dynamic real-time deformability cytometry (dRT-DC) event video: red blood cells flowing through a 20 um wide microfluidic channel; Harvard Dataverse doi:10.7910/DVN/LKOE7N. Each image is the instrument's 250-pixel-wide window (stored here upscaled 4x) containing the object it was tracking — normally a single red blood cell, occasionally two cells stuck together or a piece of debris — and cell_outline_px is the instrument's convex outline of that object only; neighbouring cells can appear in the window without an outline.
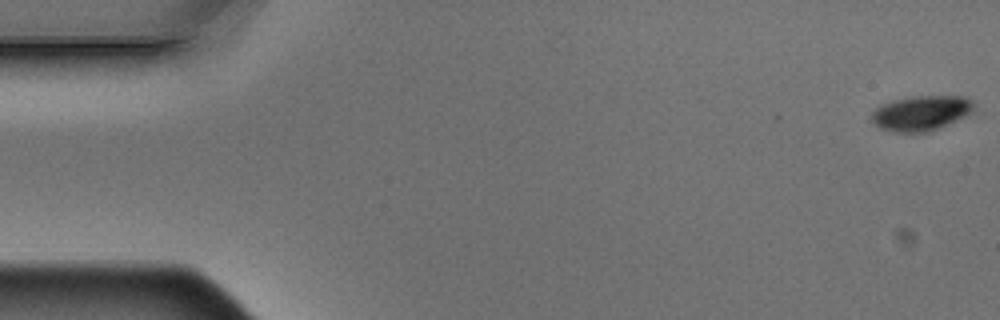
{"species": "Egyptian fruit bat (a non-hibernating species)", "species_latin": "Rousettus aegyptiacus", "temperature_condition": "warm", "stored_images_in_passage": 5, "camera_frame_rate_fps": 3000, "um_per_image_px": 0.085, "animal": {"sex": "male"}, "frame": {"image": 1, "passage_image": 1, "time_ms": 0.0, "image_size_px": [1000, 320], "cell_outline_px": [[976, 108], [968, 116], [928, 132], [892, 132], [880, 128], [872, 120], [872, 112], [880, 104], [892, 100], [912, 96], [968, 96], [976, 104]], "centroid_in_image_um": [78.35, 9.6], "position_along_channel_um": 6.7, "area_um2": 21.21}}